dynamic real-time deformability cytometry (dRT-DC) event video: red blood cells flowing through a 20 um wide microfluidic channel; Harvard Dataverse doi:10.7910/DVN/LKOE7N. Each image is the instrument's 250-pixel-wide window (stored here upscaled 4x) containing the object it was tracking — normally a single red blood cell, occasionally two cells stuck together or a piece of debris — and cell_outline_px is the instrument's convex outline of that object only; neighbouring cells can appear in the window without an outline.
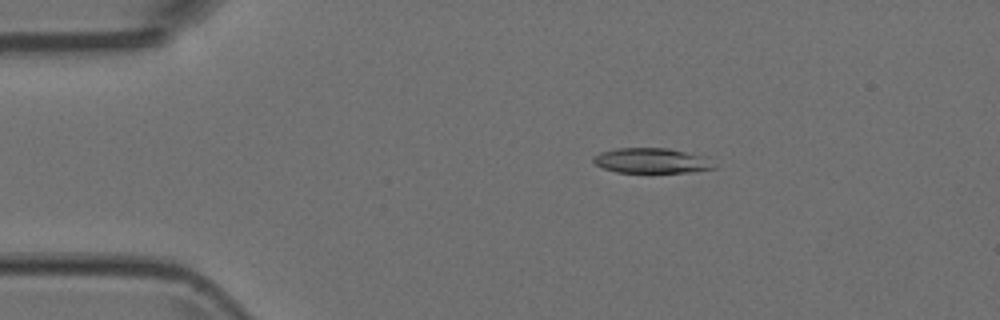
{"species": "Egyptian fruit bat (a non-hibernating species)", "species_latin": "Rousettus aegyptiacus", "temperature_condition": "room temperature", "stored_images_in_passage": 4, "camera_frame_rate_fps": 3000, "um_per_image_px": 0.085, "animal": {"sex": "female"}, "frame": {"image": 1, "passage_image": 3, "time_ms": 0.667, "image_size_px": [1000, 320], "cell_outline_px": [[716, 168], [688, 172], [616, 172], [604, 168], [596, 164], [592, 160], [592, 156], [600, 152], [616, 148], [668, 148], [704, 156]], "centroid_in_image_um": [55.33, 13.65], "position_along_channel_um": 29.7, "area_um2": 17.46}}